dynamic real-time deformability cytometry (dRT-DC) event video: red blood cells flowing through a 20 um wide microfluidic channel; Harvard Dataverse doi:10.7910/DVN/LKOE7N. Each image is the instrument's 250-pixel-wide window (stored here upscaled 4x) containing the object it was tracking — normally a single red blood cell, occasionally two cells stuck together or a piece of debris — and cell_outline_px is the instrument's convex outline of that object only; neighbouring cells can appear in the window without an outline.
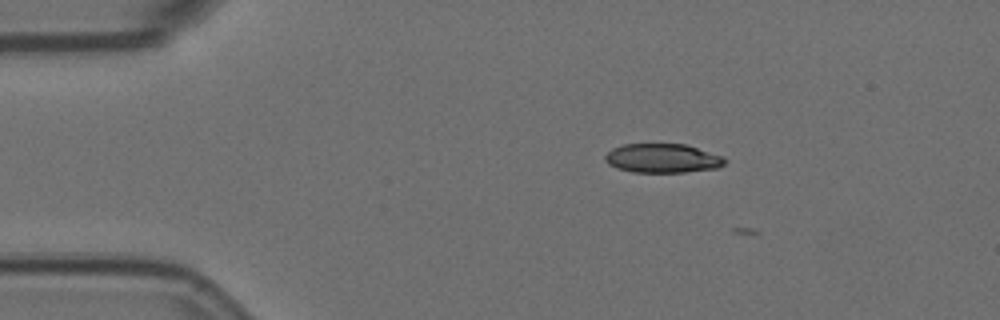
{"species": "Egyptian fruit bat (a non-hibernating species)", "species_latin": "Rousettus aegyptiacus", "temperature_condition": "room temperature", "stored_images_in_passage": 5, "camera_frame_rate_fps": 3000, "um_per_image_px": 0.085, "animal": {"sex": "female"}, "frame": {"image": 1, "passage_image": 3, "time_ms": 0.667, "image_size_px": [1000, 320], "cell_outline_px": [[728, 160], [720, 168], [684, 172], [632, 172], [616, 168], [608, 164], [604, 160], [604, 156], [612, 148], [624, 144], [688, 144], [724, 156]], "centroid_in_image_um": [56.35, 13.45], "position_along_channel_um": 28.6, "area_um2": 20.63}}